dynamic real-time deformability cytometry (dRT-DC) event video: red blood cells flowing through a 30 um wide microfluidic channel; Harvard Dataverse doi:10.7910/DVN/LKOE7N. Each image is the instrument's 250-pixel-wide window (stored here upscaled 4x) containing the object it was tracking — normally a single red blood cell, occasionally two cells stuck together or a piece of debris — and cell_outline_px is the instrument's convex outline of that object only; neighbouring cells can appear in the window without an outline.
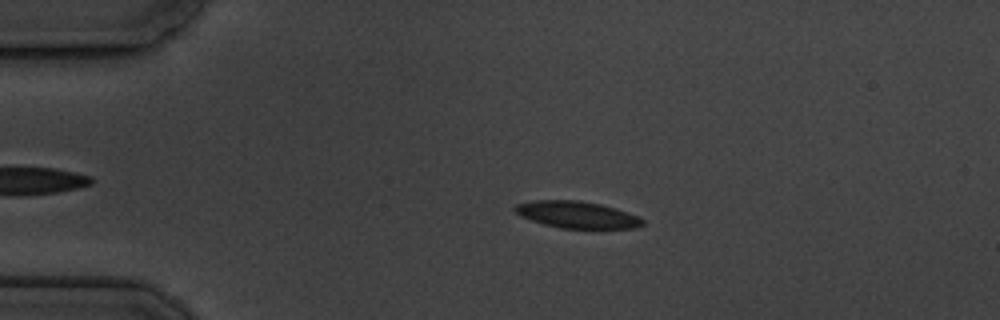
{"species": "common noctule bat (a hibernating species)", "species_latin": "Nyctalus noctula", "temperature_condition": "cold", "stored_images_in_passage": 5, "camera_frame_rate_fps": 3000, "um_per_image_px": 0.085, "animal": {"sex": "male", "body_mass_g": 19.5, "forearm_length_mm": 54.6}, "frame": {"image": 1, "passage_image": 3, "time_ms": 2.333, "image_size_px": [1000, 320], "cell_outline_px": [[644, 224], [636, 228], [560, 228], [544, 224], [520, 216], [512, 208], [516, 204], [532, 200], [576, 200], [600, 204], [616, 208], [636, 216], [644, 220]], "centroid_in_image_um": [49.01, 18.24], "position_along_channel_um": 36.0, "area_um2": 19.83}}
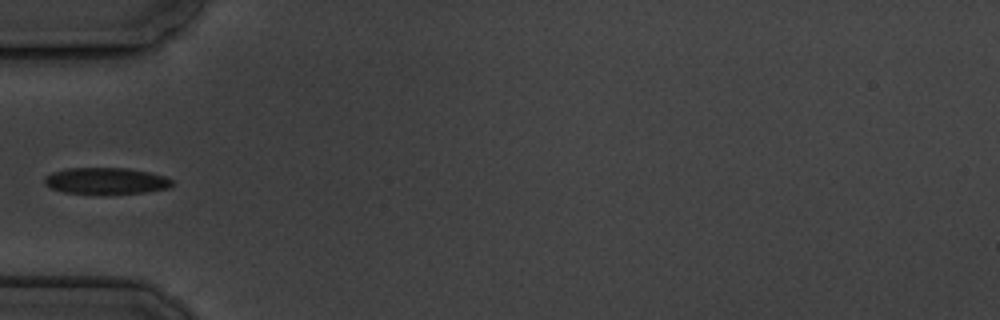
{"frame": {"image": 2, "passage_image": 5, "time_ms": 4.667, "image_size_px": [1000, 320], "cell_outline_px": [[172, 184], [168, 188], [144, 192], [64, 192], [48, 188], [44, 184], [44, 176], [52, 172], [68, 168], [128, 168], [148, 172], [164, 176], [172, 180]], "centroid_in_image_um": [8.95, 15.34], "position_along_channel_um": 76.0, "area_um2": 19.13}}